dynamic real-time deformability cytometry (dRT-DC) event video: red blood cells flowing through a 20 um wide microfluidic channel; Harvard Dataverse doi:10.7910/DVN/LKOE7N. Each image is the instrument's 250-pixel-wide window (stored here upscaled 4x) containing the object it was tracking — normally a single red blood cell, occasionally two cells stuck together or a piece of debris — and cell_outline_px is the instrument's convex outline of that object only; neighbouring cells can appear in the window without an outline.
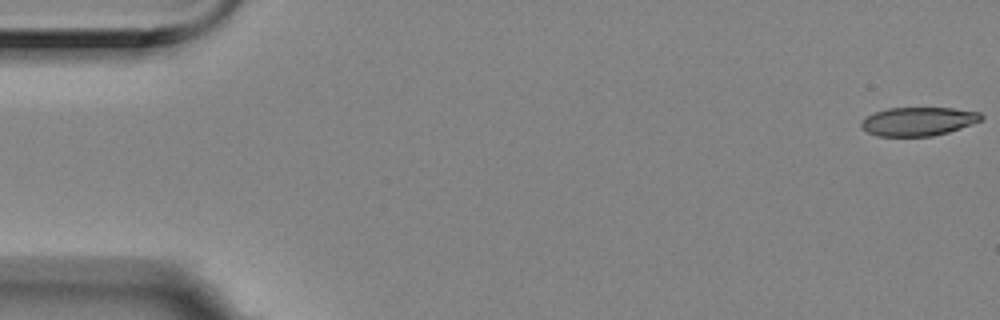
{"species": "Egyptian fruit bat (a non-hibernating species)", "species_latin": "Rousettus aegyptiacus", "temperature_condition": "room temperature", "stored_images_in_passage": 57, "camera_frame_rate_fps": 3000, "um_per_image_px": 0.085, "animal": {"sex": "female"}, "frame": {"image": 1, "passage_image": 1, "time_ms": 0.0, "image_size_px": [1000, 320], "cell_outline_px": [[984, 116], [980, 120], [972, 124], [948, 132], [932, 136], [876, 136], [868, 132], [860, 124], [868, 116], [876, 112], [888, 108], [952, 108], [980, 112]], "centroid_in_image_um": [78.08, 10.32], "position_along_channel_um": 6.9, "area_um2": 19.77}}
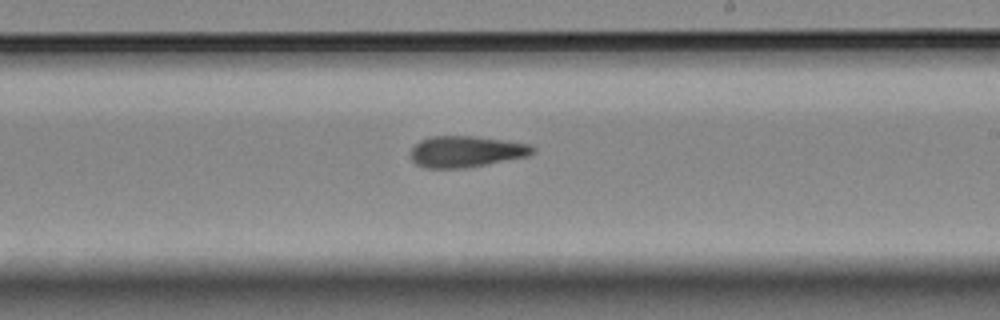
{"frame": {"image": 2, "passage_image": 33, "time_ms": 10.667, "image_size_px": [1000, 320], "cell_outline_px": [[536, 152], [528, 156], [488, 164], [464, 168], [428, 168], [416, 164], [412, 160], [412, 148], [420, 140], [428, 136], [472, 136], [504, 140], [532, 144], [536, 148]], "centroid_in_image_um": [39.66, 12.88], "position_along_channel_um": 249.3, "area_um2": 22.31}}
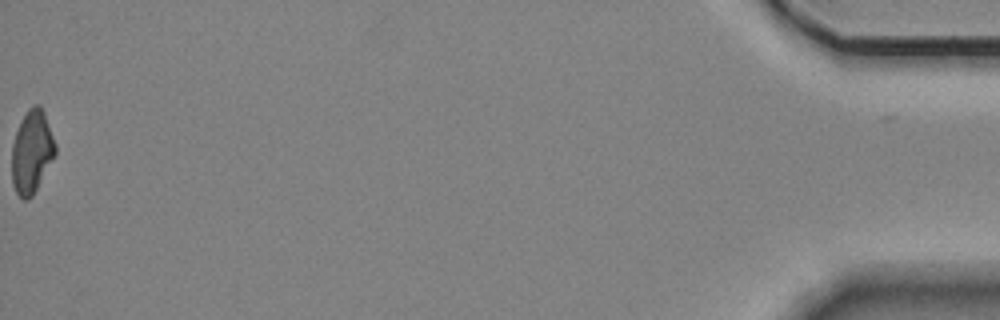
{"frame": {"image": 3, "passage_image": 57, "time_ms": 18.667, "image_size_px": [1000, 320], "cell_outline_px": [[56, 152], [32, 196], [28, 200], [24, 200], [16, 192], [12, 184], [12, 144], [20, 120], [28, 108], [32, 104], [40, 104], [44, 112], [56, 144]], "centroid_in_image_um": [2.69, 12.86], "position_along_channel_um": 432.5, "area_um2": 20.92}, "authors_computed_cell_mechanics": {"area_um2": 21.8484, "velocity_mm_per_s": 3.5363, "shape_relaxation_time_tau1_ms": null, "shape_relaxation_time_tau2_ms": 4.0932, "deformation_change_tau1": null, "deformation_change_tau2": 0.1227}}